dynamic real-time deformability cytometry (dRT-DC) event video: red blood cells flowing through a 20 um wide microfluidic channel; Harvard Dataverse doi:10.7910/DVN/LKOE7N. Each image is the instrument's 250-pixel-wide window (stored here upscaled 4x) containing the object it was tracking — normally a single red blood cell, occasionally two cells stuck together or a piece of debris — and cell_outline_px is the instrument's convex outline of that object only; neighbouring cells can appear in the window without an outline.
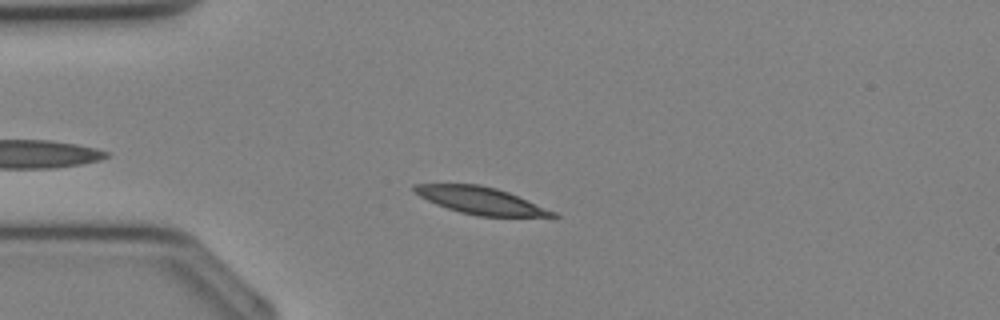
{"species": "Egyptian fruit bat (a non-hibernating species)", "species_latin": "Rousettus aegyptiacus", "temperature_condition": "cold", "stored_images_in_passage": 25, "camera_frame_rate_fps": 3000, "um_per_image_px": 0.085, "animal": {"sex": "female"}, "frame": {"image": 1, "passage_image": 4, "time_ms": 1.0, "image_size_px": [1000, 320], "cell_outline_px": [[560, 216], [480, 216], [460, 212], [436, 204], [420, 196], [412, 188], [412, 184], [480, 184], [496, 188], [508, 192], [556, 212]], "centroid_in_image_um": [40.83, 17.03], "position_along_channel_um": 44.2, "area_um2": 21.44}}
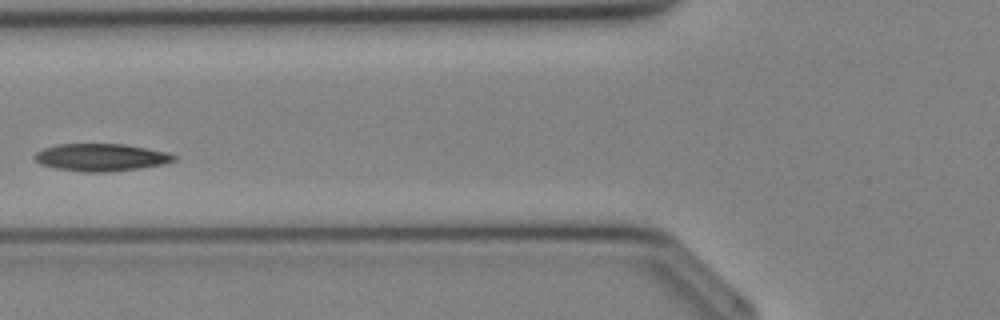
{"frame": {"image": 2, "passage_image": 9, "time_ms": 2.667, "image_size_px": [1000, 320], "cell_outline_px": [[176, 160], [160, 164], [140, 168], [104, 172], [84, 172], [56, 168], [40, 164], [32, 156], [36, 152], [44, 148], [56, 144], [124, 144], [148, 148], [168, 152], [176, 156]], "centroid_in_image_um": [8.56, 13.37], "position_along_channel_um": 117.2, "area_um2": 22.2}}
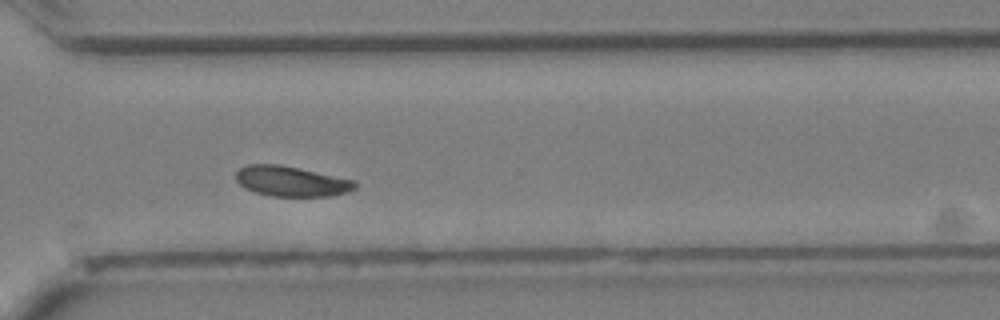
{"frame": {"image": 3, "passage_image": 21, "time_ms": 6.667, "image_size_px": [1000, 320], "cell_outline_px": [[356, 188], [348, 192], [332, 196], [272, 196], [256, 192], [244, 188], [236, 180], [236, 172], [240, 168], [248, 164], [280, 164], [356, 180]], "centroid_in_image_um": [24.78, 15.41], "position_along_channel_um": 345.8, "area_um2": 21.04}}